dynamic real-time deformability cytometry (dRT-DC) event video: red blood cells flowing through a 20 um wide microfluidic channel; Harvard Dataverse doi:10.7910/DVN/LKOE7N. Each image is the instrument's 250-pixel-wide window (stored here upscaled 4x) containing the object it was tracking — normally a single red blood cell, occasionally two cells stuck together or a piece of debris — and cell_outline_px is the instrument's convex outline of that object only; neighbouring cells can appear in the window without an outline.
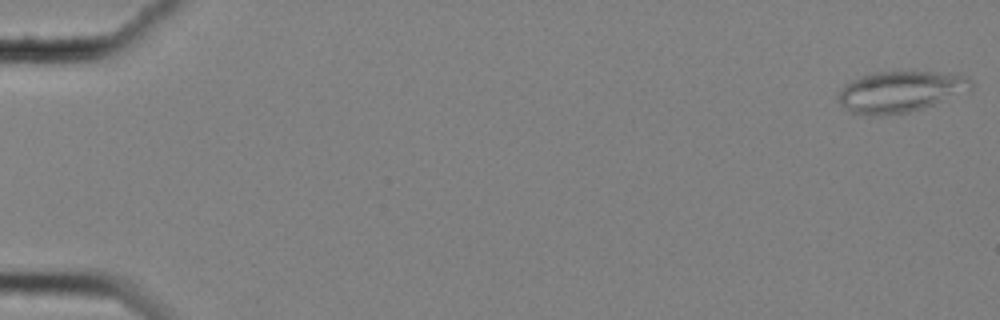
{"species": "common noctule bat (a hibernating species)", "species_latin": "Nyctalus noctula", "temperature_condition": "cold", "stored_images_in_passage": 58, "camera_frame_rate_fps": 3000, "um_per_image_px": 0.085, "animal": {"sex": "female", "body_mass_g": 25.1}, "frame": {"image": 1, "passage_image": 1, "time_ms": 0.0, "image_size_px": [1000, 320], "cell_outline_px": [[972, 88], [924, 108], [908, 112], [876, 116], [872, 116], [852, 112], [840, 104], [836, 96], [844, 84], [852, 80], [876, 72], [956, 72], [968, 76], [972, 80]], "centroid_in_image_um": [76.53, 7.78], "position_along_channel_um": 8.5, "area_um2": 31.73}}
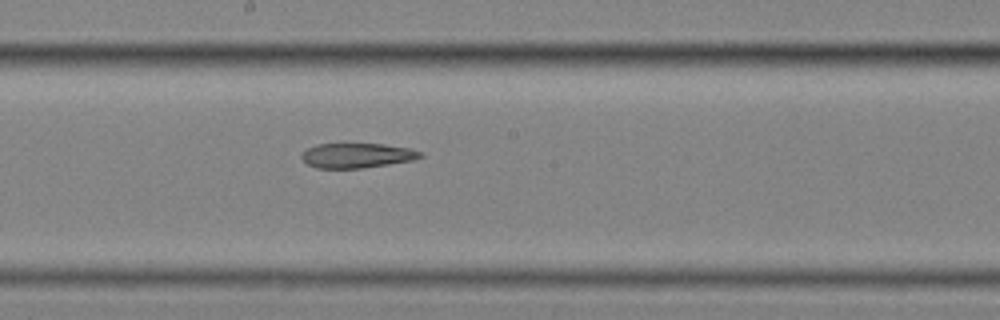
{"frame": {"image": 2, "passage_image": 33, "time_ms": 10.667, "image_size_px": [1000, 320], "cell_outline_px": [[424, 156], [412, 160], [388, 164], [360, 168], [316, 168], [308, 164], [300, 156], [308, 148], [316, 144], [384, 144], [412, 148], [424, 152]], "centroid_in_image_um": [30.39, 13.21], "position_along_channel_um": 217.8, "area_um2": 17.11}}
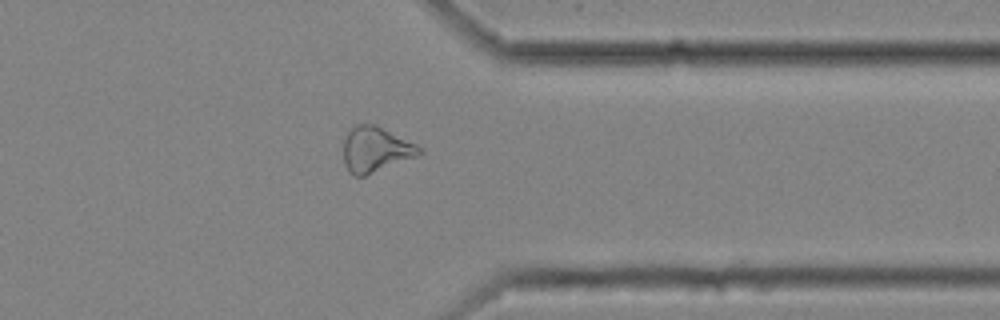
{"frame": {"image": 3, "passage_image": 47, "time_ms": 15.333, "image_size_px": [1000, 320], "cell_outline_px": [[424, 152], [416, 156], [364, 176], [352, 176], [348, 172], [344, 164], [344, 140], [348, 132], [356, 124], [376, 124], [416, 144]], "centroid_in_image_um": [31.9, 12.7], "position_along_channel_um": 379.5, "area_um2": 19.88}}